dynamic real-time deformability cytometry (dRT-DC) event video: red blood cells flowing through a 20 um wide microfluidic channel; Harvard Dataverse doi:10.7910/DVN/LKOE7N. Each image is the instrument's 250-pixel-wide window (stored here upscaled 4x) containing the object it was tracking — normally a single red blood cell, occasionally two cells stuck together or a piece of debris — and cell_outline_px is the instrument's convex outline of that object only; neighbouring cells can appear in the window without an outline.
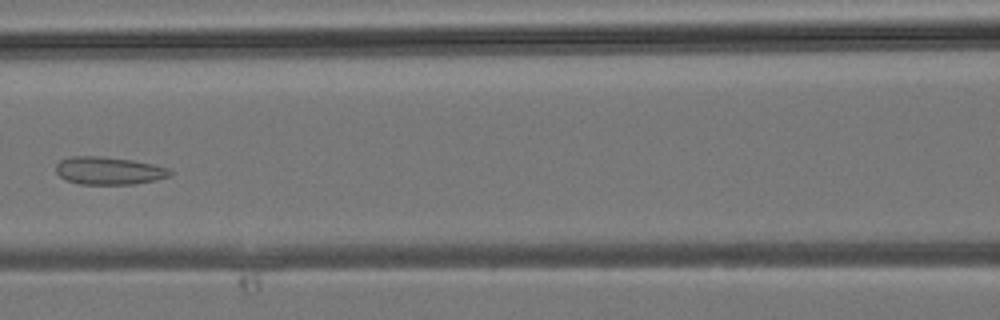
{"species": "common noctule bat (a hibernating species)", "species_latin": "Nyctalus noctula", "temperature_condition": "room temperature", "stored_images_in_passage": 29, "camera_frame_rate_fps": 3000, "um_per_image_px": 0.085, "animal": {"sex": "male", "body_mass_g": 19.2, "forearm_length_mm": 51.8}, "frame": {"image": 1, "passage_image": 11, "time_ms": 3.333, "image_size_px": [1000, 320], "cell_outline_px": [[172, 176], [156, 180], [132, 184], [80, 184], [68, 180], [60, 176], [56, 172], [56, 164], [60, 160], [72, 156], [100, 156], [132, 160], [152, 164], [168, 168], [172, 172]], "centroid_in_image_um": [9.26, 14.51], "position_along_channel_um": 157.3, "area_um2": 18.38}}
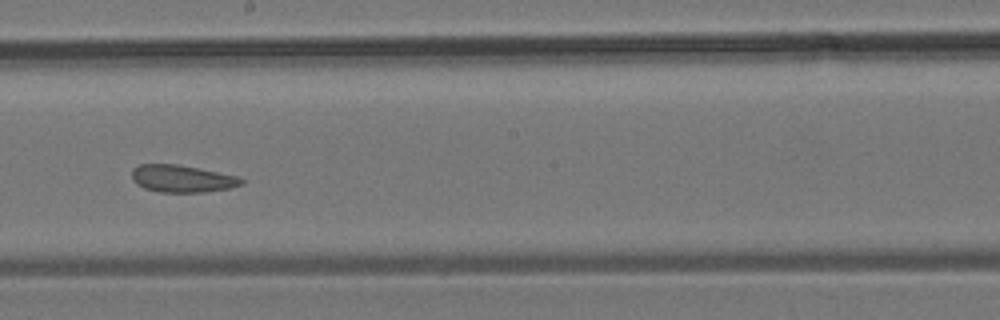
{"frame": {"image": 2, "passage_image": 15, "time_ms": 4.667, "image_size_px": [1000, 320], "cell_outline_px": [[244, 184], [228, 188], [204, 192], [160, 192], [144, 188], [136, 184], [132, 180], [132, 168], [140, 164], [176, 164], [236, 176], [244, 180]], "centroid_in_image_um": [15.42, 15.19], "position_along_channel_um": 232.8, "area_um2": 17.22}}
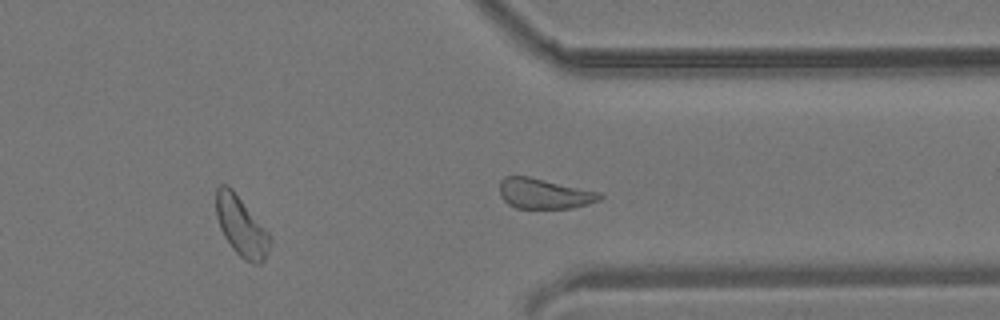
{"frame": {"image": 3, "passage_image": 22, "time_ms": 7.0, "image_size_px": [1000, 320], "cell_outline_px": [[272, 240], [264, 260], [260, 264], [252, 264], [244, 260], [232, 248], [224, 236], [220, 228], [216, 216], [216, 188], [220, 184], [228, 184], [232, 188], [268, 232]], "centroid_in_image_um": [20.49, 19.24], "position_along_channel_um": 390.9, "area_um2": 18.73}}